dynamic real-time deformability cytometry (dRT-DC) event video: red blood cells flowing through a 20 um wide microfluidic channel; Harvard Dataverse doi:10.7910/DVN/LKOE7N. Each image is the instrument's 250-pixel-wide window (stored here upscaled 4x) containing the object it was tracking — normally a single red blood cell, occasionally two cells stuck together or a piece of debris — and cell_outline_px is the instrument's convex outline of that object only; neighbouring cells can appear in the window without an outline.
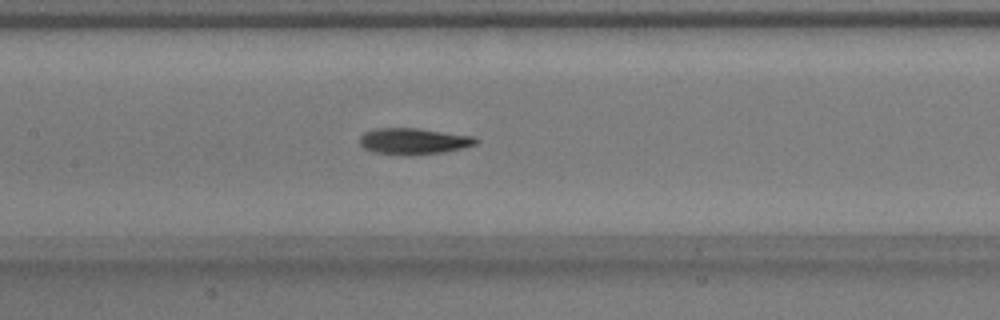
{"species": "common noctule bat (a hibernating species)", "species_latin": "Nyctalus noctula", "temperature_condition": "warm", "stored_images_in_passage": 48, "camera_frame_rate_fps": 3000, "um_per_image_px": 0.085, "animal": {"sex": "male", "body_mass_g": 17.9}, "frame": {"image": 1, "passage_image": 25, "time_ms": 8.0, "image_size_px": [1000, 320], "cell_outline_px": [[480, 140], [476, 144], [444, 152], [408, 156], [372, 152], [364, 148], [360, 144], [360, 136], [364, 132], [376, 128], [416, 128], [472, 136]], "centroid_in_image_um": [35.12, 12.01], "position_along_channel_um": 172.3, "area_um2": 17.8}}
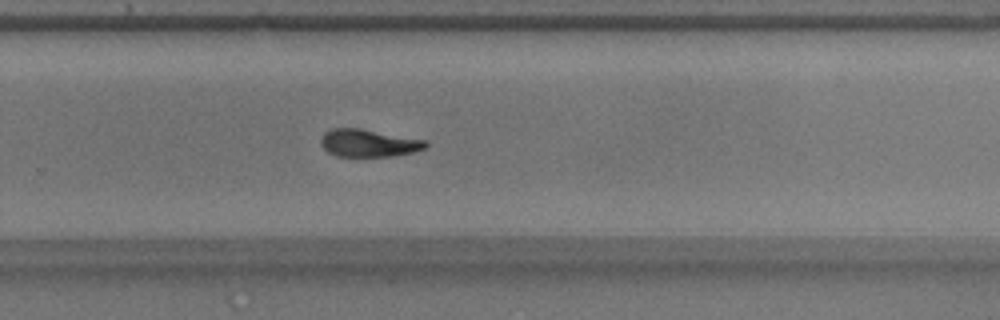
{"frame": {"image": 2, "passage_image": 35, "time_ms": 11.333, "image_size_px": [1000, 320], "cell_outline_px": [[428, 144], [424, 148], [412, 152], [392, 156], [336, 156], [328, 152], [320, 144], [320, 136], [324, 132], [332, 128], [360, 128], [424, 140]], "centroid_in_image_um": [31.26, 12.15], "position_along_channel_um": 298.5, "area_um2": 16.7}}
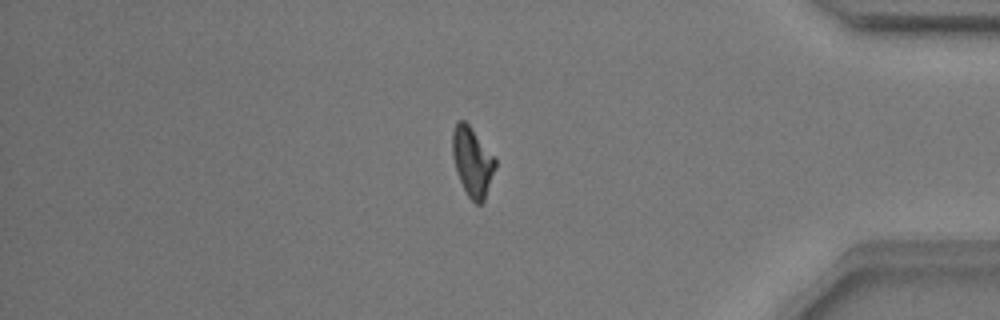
{"frame": {"image": 3, "passage_image": 45, "time_ms": 14.667, "image_size_px": [1000, 320], "cell_outline_px": [[496, 168], [484, 200], [480, 204], [476, 204], [468, 196], [460, 180], [452, 156], [452, 132], [456, 124], [460, 120], [464, 120], [468, 124], [496, 160]], "centroid_in_image_um": [40.15, 13.76], "position_along_channel_um": 395.1, "area_um2": 16.88}, "authors_computed_cell_mechanics": {"area_um2": 17.2244, "velocity_mm_per_s": 3.8, "shape_relaxation_time_tau1_ms": 6.245, "shape_relaxation_time_tau2_ms": 4.2709, "deformation_change_tau1": 0.1931, "deformation_change_tau2": 0.1097}}